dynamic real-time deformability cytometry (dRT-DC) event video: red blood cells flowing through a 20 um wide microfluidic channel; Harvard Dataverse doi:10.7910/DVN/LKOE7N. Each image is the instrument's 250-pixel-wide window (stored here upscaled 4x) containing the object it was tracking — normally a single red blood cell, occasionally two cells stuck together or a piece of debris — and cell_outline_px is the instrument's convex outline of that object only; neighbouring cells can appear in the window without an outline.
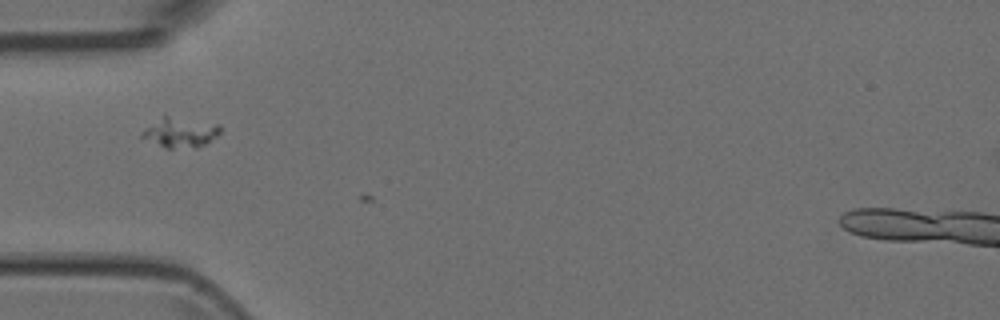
{"species": "Egyptian fruit bat (a non-hibernating species)", "species_latin": "Rousettus aegyptiacus", "temperature_condition": "room temperature", "stored_images_in_passage": 6, "camera_frame_rate_fps": 3000, "um_per_image_px": 0.085, "animal": {"sex": "female"}, "frame": {"image": 1, "passage_image": 4, "time_ms": 1.0, "image_size_px": [1000, 320], "cell_outline_px": [[220, 132], [216, 136], [204, 144], [196, 148], [164, 148], [140, 136], [148, 128], [164, 116], [168, 116], [220, 124]], "centroid_in_image_um": [15.38, 11.28], "position_along_channel_um": 69.6, "area_um2": 13.12}}